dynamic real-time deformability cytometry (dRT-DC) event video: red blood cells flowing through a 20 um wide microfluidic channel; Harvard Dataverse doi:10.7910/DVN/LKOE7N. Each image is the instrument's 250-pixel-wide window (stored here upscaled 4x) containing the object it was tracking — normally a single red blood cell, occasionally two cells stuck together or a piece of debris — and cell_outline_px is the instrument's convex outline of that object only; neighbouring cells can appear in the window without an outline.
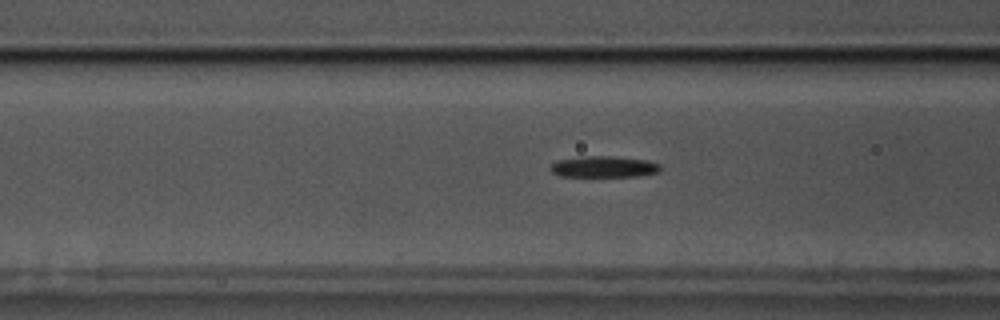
{"species": "common noctule bat (a hibernating species)", "species_latin": "Nyctalus noctula", "temperature_condition": "cold", "stored_images_in_passage": 46, "camera_frame_rate_fps": 3000, "um_per_image_px": 0.085, "animal": {"sex": "male", "body_mass_g": 17.5, "forearm_length_mm": 52.3}, "frame": {"image": 1, "passage_image": 11, "time_ms": 3.333, "image_size_px": [1000, 320], "cell_outline_px": [[660, 168], [656, 172], [640, 176], [560, 176], [552, 172], [552, 164], [560, 160], [584, 156], [612, 156], [648, 160], [660, 164]], "centroid_in_image_um": [51.36, 14.17], "position_along_channel_um": 115.2, "area_um2": 13.35}}
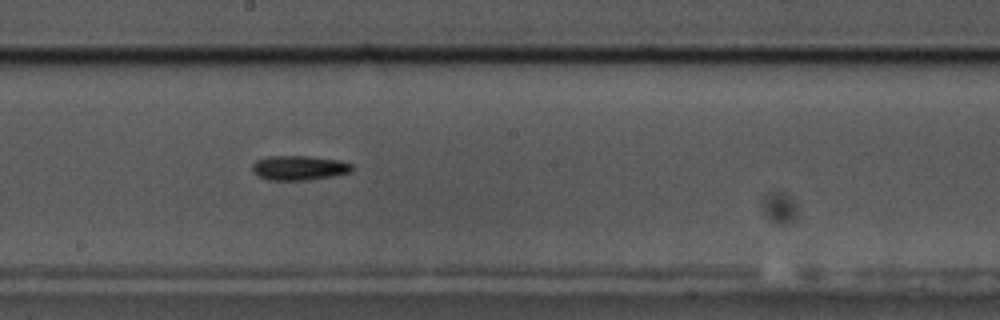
{"frame": {"image": 2, "passage_image": 20, "time_ms": 6.333, "image_size_px": [1000, 320], "cell_outline_px": [[352, 168], [348, 172], [336, 176], [308, 180], [268, 180], [256, 176], [252, 172], [252, 164], [256, 160], [268, 156], [308, 156], [340, 160], [352, 164]], "centroid_in_image_um": [25.38, 14.27], "position_along_channel_um": 222.8, "area_um2": 14.45}}
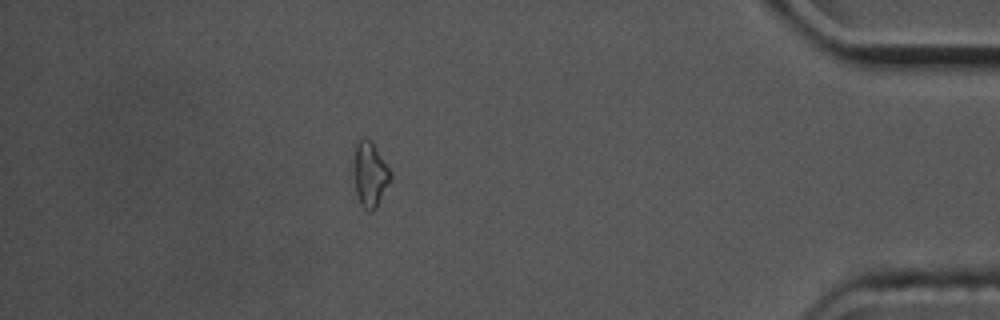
{"frame": {"image": 3, "passage_image": 39, "time_ms": 12.667, "image_size_px": [1000, 320], "cell_outline_px": [[392, 180], [376, 208], [372, 212], [368, 212], [360, 204], [356, 192], [352, 168], [356, 144], [364, 136], [372, 144], [392, 172]], "centroid_in_image_um": [31.45, 14.88], "position_along_channel_um": 403.8, "area_um2": 14.05}, "authors_computed_cell_mechanics": {"area_um2": 13.583, "velocity_mm_per_s": 3.5877, "shape_relaxation_time_tau1_ms": 2.1012, "shape_relaxation_time_tau2_ms": null, "deformation_change_tau1": 0.1465, "deformation_change_tau2": null}}